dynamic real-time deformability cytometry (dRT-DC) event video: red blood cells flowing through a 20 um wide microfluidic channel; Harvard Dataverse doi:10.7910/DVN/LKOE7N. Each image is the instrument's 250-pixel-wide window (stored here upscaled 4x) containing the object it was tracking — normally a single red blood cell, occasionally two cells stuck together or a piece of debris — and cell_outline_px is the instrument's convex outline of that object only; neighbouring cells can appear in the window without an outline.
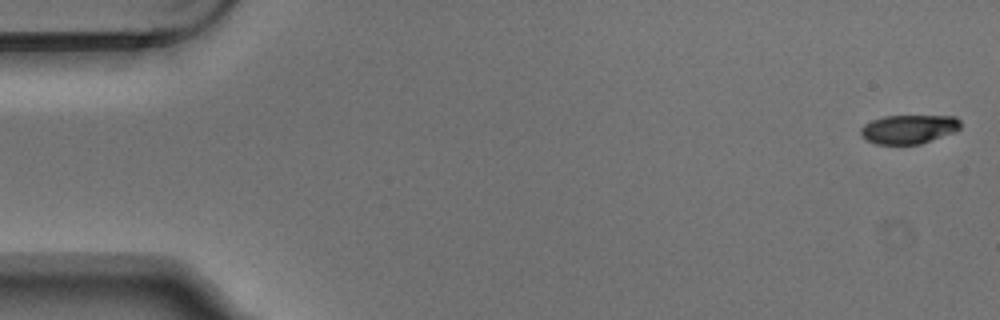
{"species": "Egyptian fruit bat (a non-hibernating species)", "species_latin": "Rousettus aegyptiacus", "temperature_condition": "warm", "stored_images_in_passage": 5, "camera_frame_rate_fps": 3000, "um_per_image_px": 0.085, "animal": {"sex": "male"}, "frame": {"image": 1, "passage_image": 1, "time_ms": 0.0, "image_size_px": [1000, 320], "cell_outline_px": [[960, 128], [956, 132], [920, 144], [876, 144], [868, 140], [860, 132], [860, 128], [864, 124], [872, 120], [884, 116], [956, 116], [960, 120]], "centroid_in_image_um": [77.28, 10.97], "position_along_channel_um": 7.7, "area_um2": 16.82}}
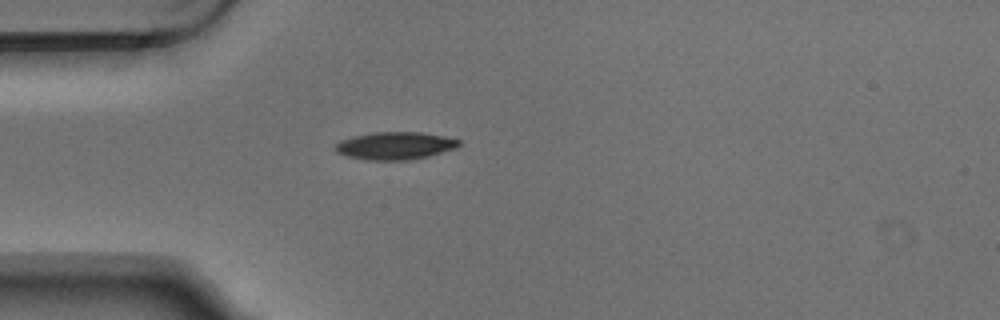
{"frame": {"image": 2, "passage_image": 5, "time_ms": 1.333, "image_size_px": [1000, 320], "cell_outline_px": [[460, 144], [456, 148], [428, 156], [408, 160], [368, 160], [348, 156], [336, 152], [332, 148], [340, 140], [372, 132], [420, 132], [444, 136], [460, 140]], "centroid_in_image_um": [33.57, 12.38], "position_along_channel_um": 51.4, "area_um2": 19.83}}